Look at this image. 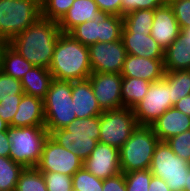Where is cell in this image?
Wrapping results in <instances>:
<instances>
[{
	"mask_svg": "<svg viewBox=\"0 0 190 191\" xmlns=\"http://www.w3.org/2000/svg\"><path fill=\"white\" fill-rule=\"evenodd\" d=\"M61 33L57 21L40 17L9 44L33 66L49 69Z\"/></svg>",
	"mask_w": 190,
	"mask_h": 191,
	"instance_id": "1",
	"label": "cell"
},
{
	"mask_svg": "<svg viewBox=\"0 0 190 191\" xmlns=\"http://www.w3.org/2000/svg\"><path fill=\"white\" fill-rule=\"evenodd\" d=\"M53 79L77 81L87 79L92 73L88 46L75 40L69 33L57 39L49 67Z\"/></svg>",
	"mask_w": 190,
	"mask_h": 191,
	"instance_id": "2",
	"label": "cell"
},
{
	"mask_svg": "<svg viewBox=\"0 0 190 191\" xmlns=\"http://www.w3.org/2000/svg\"><path fill=\"white\" fill-rule=\"evenodd\" d=\"M100 115L76 118L64 128L51 131L49 136L65 149L72 150L84 162L99 142Z\"/></svg>",
	"mask_w": 190,
	"mask_h": 191,
	"instance_id": "3",
	"label": "cell"
},
{
	"mask_svg": "<svg viewBox=\"0 0 190 191\" xmlns=\"http://www.w3.org/2000/svg\"><path fill=\"white\" fill-rule=\"evenodd\" d=\"M159 141L151 126L138 125L119 149L121 172L149 169Z\"/></svg>",
	"mask_w": 190,
	"mask_h": 191,
	"instance_id": "4",
	"label": "cell"
},
{
	"mask_svg": "<svg viewBox=\"0 0 190 191\" xmlns=\"http://www.w3.org/2000/svg\"><path fill=\"white\" fill-rule=\"evenodd\" d=\"M41 17V0H0V39L9 43Z\"/></svg>",
	"mask_w": 190,
	"mask_h": 191,
	"instance_id": "5",
	"label": "cell"
},
{
	"mask_svg": "<svg viewBox=\"0 0 190 191\" xmlns=\"http://www.w3.org/2000/svg\"><path fill=\"white\" fill-rule=\"evenodd\" d=\"M71 93L72 81L52 80L43 100L45 128L48 133L64 128L76 119Z\"/></svg>",
	"mask_w": 190,
	"mask_h": 191,
	"instance_id": "6",
	"label": "cell"
},
{
	"mask_svg": "<svg viewBox=\"0 0 190 191\" xmlns=\"http://www.w3.org/2000/svg\"><path fill=\"white\" fill-rule=\"evenodd\" d=\"M8 133L11 142L9 157L24 168L36 167L49 136L45 126L9 127Z\"/></svg>",
	"mask_w": 190,
	"mask_h": 191,
	"instance_id": "7",
	"label": "cell"
},
{
	"mask_svg": "<svg viewBox=\"0 0 190 191\" xmlns=\"http://www.w3.org/2000/svg\"><path fill=\"white\" fill-rule=\"evenodd\" d=\"M149 170L164 180L171 191H185L190 163L177 156L166 142L156 145Z\"/></svg>",
	"mask_w": 190,
	"mask_h": 191,
	"instance_id": "8",
	"label": "cell"
},
{
	"mask_svg": "<svg viewBox=\"0 0 190 191\" xmlns=\"http://www.w3.org/2000/svg\"><path fill=\"white\" fill-rule=\"evenodd\" d=\"M137 126L133 109L105 110L100 115L99 142L120 149Z\"/></svg>",
	"mask_w": 190,
	"mask_h": 191,
	"instance_id": "9",
	"label": "cell"
},
{
	"mask_svg": "<svg viewBox=\"0 0 190 191\" xmlns=\"http://www.w3.org/2000/svg\"><path fill=\"white\" fill-rule=\"evenodd\" d=\"M173 107L169 84L152 82L143 99L133 108L138 125L151 126L167 109Z\"/></svg>",
	"mask_w": 190,
	"mask_h": 191,
	"instance_id": "10",
	"label": "cell"
},
{
	"mask_svg": "<svg viewBox=\"0 0 190 191\" xmlns=\"http://www.w3.org/2000/svg\"><path fill=\"white\" fill-rule=\"evenodd\" d=\"M82 167L83 161L72 150L65 149L50 136L46 138L42 155L36 165L40 172H59L73 176Z\"/></svg>",
	"mask_w": 190,
	"mask_h": 191,
	"instance_id": "11",
	"label": "cell"
},
{
	"mask_svg": "<svg viewBox=\"0 0 190 191\" xmlns=\"http://www.w3.org/2000/svg\"><path fill=\"white\" fill-rule=\"evenodd\" d=\"M92 72L121 74L126 58L122 40L88 46Z\"/></svg>",
	"mask_w": 190,
	"mask_h": 191,
	"instance_id": "12",
	"label": "cell"
},
{
	"mask_svg": "<svg viewBox=\"0 0 190 191\" xmlns=\"http://www.w3.org/2000/svg\"><path fill=\"white\" fill-rule=\"evenodd\" d=\"M88 79L103 111L123 107L121 97L123 77L121 74L92 72Z\"/></svg>",
	"mask_w": 190,
	"mask_h": 191,
	"instance_id": "13",
	"label": "cell"
},
{
	"mask_svg": "<svg viewBox=\"0 0 190 191\" xmlns=\"http://www.w3.org/2000/svg\"><path fill=\"white\" fill-rule=\"evenodd\" d=\"M83 167L102 180L116 176L121 173L119 149L98 142Z\"/></svg>",
	"mask_w": 190,
	"mask_h": 191,
	"instance_id": "14",
	"label": "cell"
},
{
	"mask_svg": "<svg viewBox=\"0 0 190 191\" xmlns=\"http://www.w3.org/2000/svg\"><path fill=\"white\" fill-rule=\"evenodd\" d=\"M181 29L169 4L154 9L151 36L165 50L177 39Z\"/></svg>",
	"mask_w": 190,
	"mask_h": 191,
	"instance_id": "15",
	"label": "cell"
},
{
	"mask_svg": "<svg viewBox=\"0 0 190 191\" xmlns=\"http://www.w3.org/2000/svg\"><path fill=\"white\" fill-rule=\"evenodd\" d=\"M164 59H150L127 54L122 77L145 79L149 82H156L164 77Z\"/></svg>",
	"mask_w": 190,
	"mask_h": 191,
	"instance_id": "16",
	"label": "cell"
},
{
	"mask_svg": "<svg viewBox=\"0 0 190 191\" xmlns=\"http://www.w3.org/2000/svg\"><path fill=\"white\" fill-rule=\"evenodd\" d=\"M121 40L126 53L150 59H164V49L145 32H129L124 26Z\"/></svg>",
	"mask_w": 190,
	"mask_h": 191,
	"instance_id": "17",
	"label": "cell"
},
{
	"mask_svg": "<svg viewBox=\"0 0 190 191\" xmlns=\"http://www.w3.org/2000/svg\"><path fill=\"white\" fill-rule=\"evenodd\" d=\"M72 101L76 118H90L103 113L89 79L72 81Z\"/></svg>",
	"mask_w": 190,
	"mask_h": 191,
	"instance_id": "18",
	"label": "cell"
},
{
	"mask_svg": "<svg viewBox=\"0 0 190 191\" xmlns=\"http://www.w3.org/2000/svg\"><path fill=\"white\" fill-rule=\"evenodd\" d=\"M45 126L44 101L23 94L9 127Z\"/></svg>",
	"mask_w": 190,
	"mask_h": 191,
	"instance_id": "19",
	"label": "cell"
},
{
	"mask_svg": "<svg viewBox=\"0 0 190 191\" xmlns=\"http://www.w3.org/2000/svg\"><path fill=\"white\" fill-rule=\"evenodd\" d=\"M151 127L159 140L165 142L171 137L190 130V116L173 106L151 124Z\"/></svg>",
	"mask_w": 190,
	"mask_h": 191,
	"instance_id": "20",
	"label": "cell"
},
{
	"mask_svg": "<svg viewBox=\"0 0 190 191\" xmlns=\"http://www.w3.org/2000/svg\"><path fill=\"white\" fill-rule=\"evenodd\" d=\"M103 13L94 0H75L68 12L58 22L62 33H69L78 24L99 20Z\"/></svg>",
	"mask_w": 190,
	"mask_h": 191,
	"instance_id": "21",
	"label": "cell"
},
{
	"mask_svg": "<svg viewBox=\"0 0 190 191\" xmlns=\"http://www.w3.org/2000/svg\"><path fill=\"white\" fill-rule=\"evenodd\" d=\"M165 71L190 70V40L180 31L179 36L164 50Z\"/></svg>",
	"mask_w": 190,
	"mask_h": 191,
	"instance_id": "22",
	"label": "cell"
},
{
	"mask_svg": "<svg viewBox=\"0 0 190 191\" xmlns=\"http://www.w3.org/2000/svg\"><path fill=\"white\" fill-rule=\"evenodd\" d=\"M52 80L53 76L49 69L33 66L20 82L25 94L44 100Z\"/></svg>",
	"mask_w": 190,
	"mask_h": 191,
	"instance_id": "23",
	"label": "cell"
},
{
	"mask_svg": "<svg viewBox=\"0 0 190 191\" xmlns=\"http://www.w3.org/2000/svg\"><path fill=\"white\" fill-rule=\"evenodd\" d=\"M32 67L9 43L3 44L0 50V70L3 73L21 81Z\"/></svg>",
	"mask_w": 190,
	"mask_h": 191,
	"instance_id": "24",
	"label": "cell"
},
{
	"mask_svg": "<svg viewBox=\"0 0 190 191\" xmlns=\"http://www.w3.org/2000/svg\"><path fill=\"white\" fill-rule=\"evenodd\" d=\"M151 82L145 79L123 77L121 97L123 107L133 109L146 95Z\"/></svg>",
	"mask_w": 190,
	"mask_h": 191,
	"instance_id": "25",
	"label": "cell"
},
{
	"mask_svg": "<svg viewBox=\"0 0 190 191\" xmlns=\"http://www.w3.org/2000/svg\"><path fill=\"white\" fill-rule=\"evenodd\" d=\"M163 79L169 84L173 106L190 94V70L165 71Z\"/></svg>",
	"mask_w": 190,
	"mask_h": 191,
	"instance_id": "26",
	"label": "cell"
},
{
	"mask_svg": "<svg viewBox=\"0 0 190 191\" xmlns=\"http://www.w3.org/2000/svg\"><path fill=\"white\" fill-rule=\"evenodd\" d=\"M154 20V9L134 10L123 16V26L129 32L151 34Z\"/></svg>",
	"mask_w": 190,
	"mask_h": 191,
	"instance_id": "27",
	"label": "cell"
},
{
	"mask_svg": "<svg viewBox=\"0 0 190 191\" xmlns=\"http://www.w3.org/2000/svg\"><path fill=\"white\" fill-rule=\"evenodd\" d=\"M24 167L10 157L0 156V191H15Z\"/></svg>",
	"mask_w": 190,
	"mask_h": 191,
	"instance_id": "28",
	"label": "cell"
},
{
	"mask_svg": "<svg viewBox=\"0 0 190 191\" xmlns=\"http://www.w3.org/2000/svg\"><path fill=\"white\" fill-rule=\"evenodd\" d=\"M123 17L103 14L99 19V42L121 40Z\"/></svg>",
	"mask_w": 190,
	"mask_h": 191,
	"instance_id": "29",
	"label": "cell"
},
{
	"mask_svg": "<svg viewBox=\"0 0 190 191\" xmlns=\"http://www.w3.org/2000/svg\"><path fill=\"white\" fill-rule=\"evenodd\" d=\"M15 191H47L45 179L36 167L24 168Z\"/></svg>",
	"mask_w": 190,
	"mask_h": 191,
	"instance_id": "30",
	"label": "cell"
},
{
	"mask_svg": "<svg viewBox=\"0 0 190 191\" xmlns=\"http://www.w3.org/2000/svg\"><path fill=\"white\" fill-rule=\"evenodd\" d=\"M69 34L85 46L99 42V20H89L78 24Z\"/></svg>",
	"mask_w": 190,
	"mask_h": 191,
	"instance_id": "31",
	"label": "cell"
},
{
	"mask_svg": "<svg viewBox=\"0 0 190 191\" xmlns=\"http://www.w3.org/2000/svg\"><path fill=\"white\" fill-rule=\"evenodd\" d=\"M73 191H103V180L88 172L84 167L72 176Z\"/></svg>",
	"mask_w": 190,
	"mask_h": 191,
	"instance_id": "32",
	"label": "cell"
},
{
	"mask_svg": "<svg viewBox=\"0 0 190 191\" xmlns=\"http://www.w3.org/2000/svg\"><path fill=\"white\" fill-rule=\"evenodd\" d=\"M75 0H41V17L59 22Z\"/></svg>",
	"mask_w": 190,
	"mask_h": 191,
	"instance_id": "33",
	"label": "cell"
},
{
	"mask_svg": "<svg viewBox=\"0 0 190 191\" xmlns=\"http://www.w3.org/2000/svg\"><path fill=\"white\" fill-rule=\"evenodd\" d=\"M23 94L20 80L0 70V102L1 100H21Z\"/></svg>",
	"mask_w": 190,
	"mask_h": 191,
	"instance_id": "34",
	"label": "cell"
},
{
	"mask_svg": "<svg viewBox=\"0 0 190 191\" xmlns=\"http://www.w3.org/2000/svg\"><path fill=\"white\" fill-rule=\"evenodd\" d=\"M153 174L149 169L124 173L127 191H148Z\"/></svg>",
	"mask_w": 190,
	"mask_h": 191,
	"instance_id": "35",
	"label": "cell"
},
{
	"mask_svg": "<svg viewBox=\"0 0 190 191\" xmlns=\"http://www.w3.org/2000/svg\"><path fill=\"white\" fill-rule=\"evenodd\" d=\"M47 191H73L72 176L59 172H42Z\"/></svg>",
	"mask_w": 190,
	"mask_h": 191,
	"instance_id": "36",
	"label": "cell"
},
{
	"mask_svg": "<svg viewBox=\"0 0 190 191\" xmlns=\"http://www.w3.org/2000/svg\"><path fill=\"white\" fill-rule=\"evenodd\" d=\"M165 142L177 156L190 163V130L171 137Z\"/></svg>",
	"mask_w": 190,
	"mask_h": 191,
	"instance_id": "37",
	"label": "cell"
},
{
	"mask_svg": "<svg viewBox=\"0 0 190 191\" xmlns=\"http://www.w3.org/2000/svg\"><path fill=\"white\" fill-rule=\"evenodd\" d=\"M164 0H122L121 16L134 10L155 9L164 5Z\"/></svg>",
	"mask_w": 190,
	"mask_h": 191,
	"instance_id": "38",
	"label": "cell"
},
{
	"mask_svg": "<svg viewBox=\"0 0 190 191\" xmlns=\"http://www.w3.org/2000/svg\"><path fill=\"white\" fill-rule=\"evenodd\" d=\"M169 5L173 9L180 28L190 26V0H174Z\"/></svg>",
	"mask_w": 190,
	"mask_h": 191,
	"instance_id": "39",
	"label": "cell"
},
{
	"mask_svg": "<svg viewBox=\"0 0 190 191\" xmlns=\"http://www.w3.org/2000/svg\"><path fill=\"white\" fill-rule=\"evenodd\" d=\"M20 101L21 100H1L0 117L8 124L12 122Z\"/></svg>",
	"mask_w": 190,
	"mask_h": 191,
	"instance_id": "40",
	"label": "cell"
},
{
	"mask_svg": "<svg viewBox=\"0 0 190 191\" xmlns=\"http://www.w3.org/2000/svg\"><path fill=\"white\" fill-rule=\"evenodd\" d=\"M97 3L98 9L106 15L121 16L122 0H94Z\"/></svg>",
	"mask_w": 190,
	"mask_h": 191,
	"instance_id": "41",
	"label": "cell"
},
{
	"mask_svg": "<svg viewBox=\"0 0 190 191\" xmlns=\"http://www.w3.org/2000/svg\"><path fill=\"white\" fill-rule=\"evenodd\" d=\"M103 191H127L124 173L103 180Z\"/></svg>",
	"mask_w": 190,
	"mask_h": 191,
	"instance_id": "42",
	"label": "cell"
},
{
	"mask_svg": "<svg viewBox=\"0 0 190 191\" xmlns=\"http://www.w3.org/2000/svg\"><path fill=\"white\" fill-rule=\"evenodd\" d=\"M11 142L8 130L0 132V156L9 157Z\"/></svg>",
	"mask_w": 190,
	"mask_h": 191,
	"instance_id": "43",
	"label": "cell"
},
{
	"mask_svg": "<svg viewBox=\"0 0 190 191\" xmlns=\"http://www.w3.org/2000/svg\"><path fill=\"white\" fill-rule=\"evenodd\" d=\"M148 191H171L164 180L152 176Z\"/></svg>",
	"mask_w": 190,
	"mask_h": 191,
	"instance_id": "44",
	"label": "cell"
},
{
	"mask_svg": "<svg viewBox=\"0 0 190 191\" xmlns=\"http://www.w3.org/2000/svg\"><path fill=\"white\" fill-rule=\"evenodd\" d=\"M174 107L187 116H190V94L176 102Z\"/></svg>",
	"mask_w": 190,
	"mask_h": 191,
	"instance_id": "45",
	"label": "cell"
},
{
	"mask_svg": "<svg viewBox=\"0 0 190 191\" xmlns=\"http://www.w3.org/2000/svg\"><path fill=\"white\" fill-rule=\"evenodd\" d=\"M9 128V124L5 122L1 117H0V132L1 131H7Z\"/></svg>",
	"mask_w": 190,
	"mask_h": 191,
	"instance_id": "46",
	"label": "cell"
},
{
	"mask_svg": "<svg viewBox=\"0 0 190 191\" xmlns=\"http://www.w3.org/2000/svg\"><path fill=\"white\" fill-rule=\"evenodd\" d=\"M180 29H181V32L185 35V39L190 40V26L186 28H180Z\"/></svg>",
	"mask_w": 190,
	"mask_h": 191,
	"instance_id": "47",
	"label": "cell"
},
{
	"mask_svg": "<svg viewBox=\"0 0 190 191\" xmlns=\"http://www.w3.org/2000/svg\"><path fill=\"white\" fill-rule=\"evenodd\" d=\"M185 191H190V170L187 174V183H186Z\"/></svg>",
	"mask_w": 190,
	"mask_h": 191,
	"instance_id": "48",
	"label": "cell"
},
{
	"mask_svg": "<svg viewBox=\"0 0 190 191\" xmlns=\"http://www.w3.org/2000/svg\"><path fill=\"white\" fill-rule=\"evenodd\" d=\"M172 1H174V0H164L165 4H169V3H171Z\"/></svg>",
	"mask_w": 190,
	"mask_h": 191,
	"instance_id": "49",
	"label": "cell"
},
{
	"mask_svg": "<svg viewBox=\"0 0 190 191\" xmlns=\"http://www.w3.org/2000/svg\"><path fill=\"white\" fill-rule=\"evenodd\" d=\"M3 44H4V42L0 39V50H1L2 46H3Z\"/></svg>",
	"mask_w": 190,
	"mask_h": 191,
	"instance_id": "50",
	"label": "cell"
}]
</instances>
